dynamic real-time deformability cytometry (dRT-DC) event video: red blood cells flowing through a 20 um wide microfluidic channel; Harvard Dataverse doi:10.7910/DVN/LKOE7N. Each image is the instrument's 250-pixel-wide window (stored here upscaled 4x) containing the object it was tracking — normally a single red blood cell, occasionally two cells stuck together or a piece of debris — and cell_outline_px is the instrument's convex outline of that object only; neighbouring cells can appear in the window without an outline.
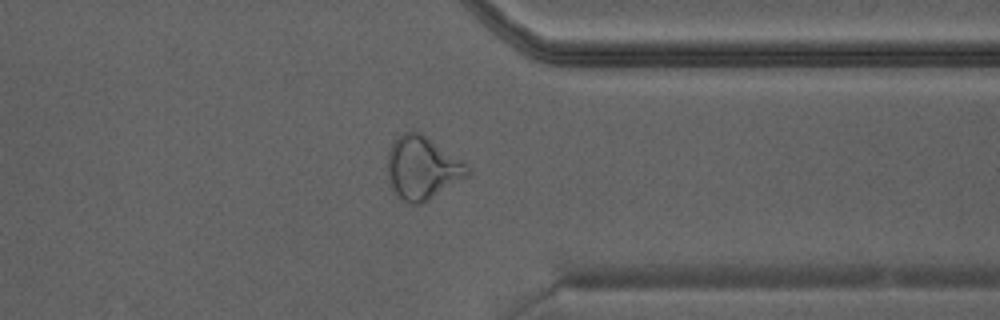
{"species": "Egyptian fruit bat (a non-hibernating species)", "species_latin": "Rousettus aegyptiacus", "temperature_condition": "warm", "stored_images_in_passage": 28, "camera_frame_rate_fps": 3000, "um_per_image_px": 0.085, "animal": {"sex": "male"}, "frame": {"image": 1, "passage_image": 24, "time_ms": 7.667, "image_size_px": [1000, 320], "cell_outline_px": [[472, 172], [468, 176], [420, 204], [412, 204], [404, 200], [392, 188], [388, 180], [388, 156], [392, 144], [396, 136], [404, 132], [420, 132], [464, 160]], "centroid_in_image_um": [35.92, 14.24], "position_along_channel_um": 375.5, "area_um2": 29.13}}